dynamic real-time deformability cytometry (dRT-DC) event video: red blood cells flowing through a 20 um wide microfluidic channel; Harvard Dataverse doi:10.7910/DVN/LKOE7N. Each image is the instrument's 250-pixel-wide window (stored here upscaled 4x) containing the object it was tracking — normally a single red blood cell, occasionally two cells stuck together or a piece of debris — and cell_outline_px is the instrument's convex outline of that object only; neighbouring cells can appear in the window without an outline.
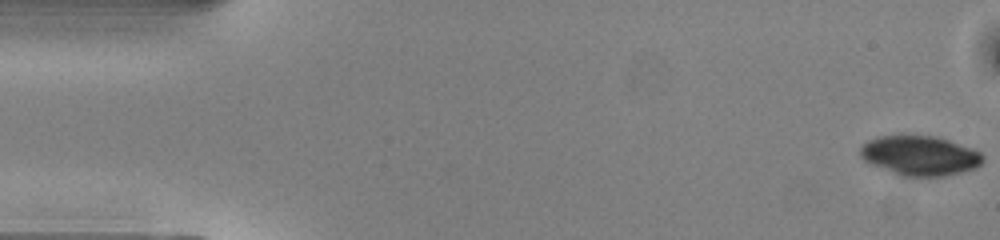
{"species": "common noctule bat (a hibernating species)", "species_latin": "Nyctalus noctula", "temperature_condition": "warm", "stored_images_in_passage": 43, "camera_frame_rate_fps": 3000, "um_per_image_px": 0.085, "animal": {"sex": "male", "body_mass_g": 13.0, "forearm_length_mm": 53.1}, "frame": {"image": 1, "passage_image": 1, "time_ms": 0.0, "image_size_px": [1000, 240], "cell_outline_px": [[984, 160], [976, 168], [944, 176], [900, 176], [872, 164], [864, 160], [860, 156], [860, 148], [868, 140], [880, 136], [936, 136], [972, 148], [980, 152], [984, 156]], "centroid_in_image_um": [78.2, 13.23], "position_along_channel_um": 6.8, "area_um2": 28.15}}